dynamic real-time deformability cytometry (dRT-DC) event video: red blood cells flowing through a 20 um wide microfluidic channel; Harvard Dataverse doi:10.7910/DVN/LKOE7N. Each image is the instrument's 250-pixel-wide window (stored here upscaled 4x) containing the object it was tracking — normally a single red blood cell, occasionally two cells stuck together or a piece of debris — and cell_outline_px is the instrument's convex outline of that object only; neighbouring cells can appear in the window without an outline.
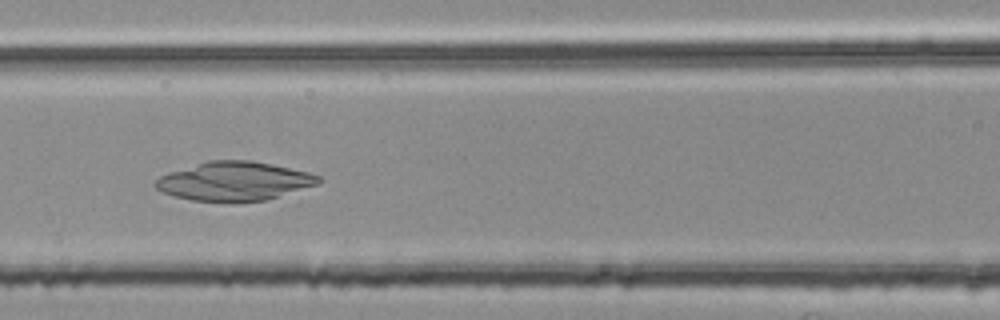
{"species": "common noctule bat (a hibernating species)", "species_latin": "Nyctalus noctula", "temperature_condition": "room temperature", "stored_images_in_passage": 40, "camera_frame_rate_fps": 3000, "um_per_image_px": 0.085, "animal": {"sex": "female", "body_mass_g": 25.1}, "frame": {"image": 1, "passage_image": 15, "time_ms": 4.667, "image_size_px": [1000, 320], "cell_outline_px": [[324, 180], [316, 184], [264, 200], [192, 200], [172, 196], [156, 188], [152, 184], [160, 176], [168, 172], [208, 160], [252, 160], [272, 164], [308, 172], [320, 176]], "centroid_in_image_um": [19.87, 15.37], "position_along_channel_um": 146.7, "area_um2": 36.24}}
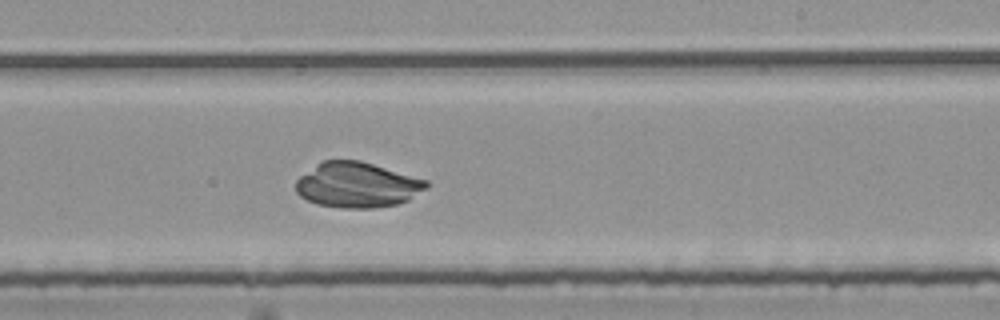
{"frame": {"image": 2, "passage_image": 24, "time_ms": 7.667, "image_size_px": [1000, 320], "cell_outline_px": [[428, 188], [408, 200], [400, 204], [372, 208], [340, 208], [316, 204], [300, 196], [296, 192], [296, 180], [300, 176], [320, 160], [360, 160], [428, 180]], "centroid_in_image_um": [30.36, 15.72], "position_along_channel_um": 258.6, "area_um2": 34.74}}
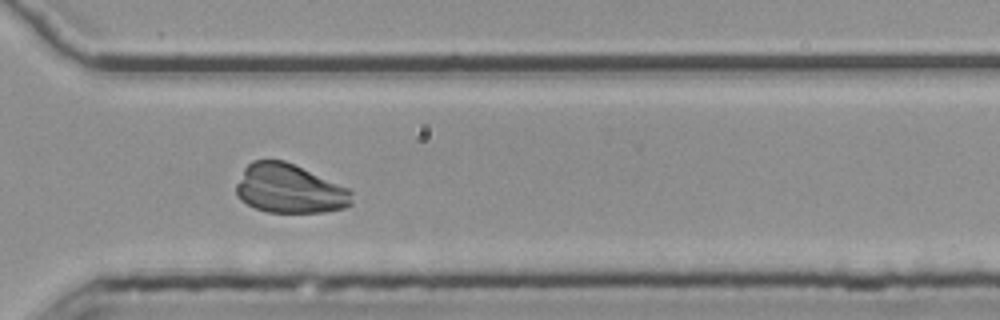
{"frame": {"image": 3, "passage_image": 31, "time_ms": 10.0, "image_size_px": [1000, 320], "cell_outline_px": [[352, 204], [344, 208], [324, 212], [268, 212], [256, 208], [240, 200], [236, 196], [236, 184], [244, 168], [252, 160], [284, 160], [348, 188], [352, 192]], "centroid_in_image_um": [24.58, 16.05], "position_along_channel_um": 346.0, "area_um2": 32.95}}